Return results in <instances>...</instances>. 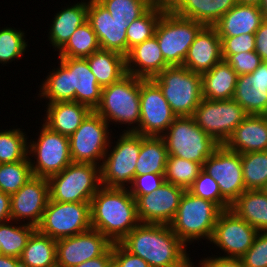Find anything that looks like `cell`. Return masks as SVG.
<instances>
[{
	"label": "cell",
	"mask_w": 267,
	"mask_h": 267,
	"mask_svg": "<svg viewBox=\"0 0 267 267\" xmlns=\"http://www.w3.org/2000/svg\"><path fill=\"white\" fill-rule=\"evenodd\" d=\"M222 57L238 76L251 74L262 62L256 51L241 52L238 54H222Z\"/></svg>",
	"instance_id": "7dc6e473"
},
{
	"label": "cell",
	"mask_w": 267,
	"mask_h": 267,
	"mask_svg": "<svg viewBox=\"0 0 267 267\" xmlns=\"http://www.w3.org/2000/svg\"><path fill=\"white\" fill-rule=\"evenodd\" d=\"M223 145L240 154L267 151V115H248Z\"/></svg>",
	"instance_id": "d4e9b609"
},
{
	"label": "cell",
	"mask_w": 267,
	"mask_h": 267,
	"mask_svg": "<svg viewBox=\"0 0 267 267\" xmlns=\"http://www.w3.org/2000/svg\"><path fill=\"white\" fill-rule=\"evenodd\" d=\"M247 116L246 111L233 98H203L192 115L195 123L220 145L227 141Z\"/></svg>",
	"instance_id": "7c38bea8"
},
{
	"label": "cell",
	"mask_w": 267,
	"mask_h": 267,
	"mask_svg": "<svg viewBox=\"0 0 267 267\" xmlns=\"http://www.w3.org/2000/svg\"><path fill=\"white\" fill-rule=\"evenodd\" d=\"M255 34V51L262 61L267 62V23L264 21Z\"/></svg>",
	"instance_id": "f5cc1de1"
},
{
	"label": "cell",
	"mask_w": 267,
	"mask_h": 267,
	"mask_svg": "<svg viewBox=\"0 0 267 267\" xmlns=\"http://www.w3.org/2000/svg\"><path fill=\"white\" fill-rule=\"evenodd\" d=\"M264 22L258 5L237 3L214 25L219 37H233L241 34H254Z\"/></svg>",
	"instance_id": "4316f807"
},
{
	"label": "cell",
	"mask_w": 267,
	"mask_h": 267,
	"mask_svg": "<svg viewBox=\"0 0 267 267\" xmlns=\"http://www.w3.org/2000/svg\"><path fill=\"white\" fill-rule=\"evenodd\" d=\"M150 267H192L186 246L169 225L139 223L120 242Z\"/></svg>",
	"instance_id": "6da1fadb"
},
{
	"label": "cell",
	"mask_w": 267,
	"mask_h": 267,
	"mask_svg": "<svg viewBox=\"0 0 267 267\" xmlns=\"http://www.w3.org/2000/svg\"><path fill=\"white\" fill-rule=\"evenodd\" d=\"M221 211L215 203L186 190L169 226L186 246L201 238L210 241Z\"/></svg>",
	"instance_id": "277c9868"
},
{
	"label": "cell",
	"mask_w": 267,
	"mask_h": 267,
	"mask_svg": "<svg viewBox=\"0 0 267 267\" xmlns=\"http://www.w3.org/2000/svg\"><path fill=\"white\" fill-rule=\"evenodd\" d=\"M202 170L203 165L200 163L177 156H168L164 174L165 182L188 190Z\"/></svg>",
	"instance_id": "ab89813d"
},
{
	"label": "cell",
	"mask_w": 267,
	"mask_h": 267,
	"mask_svg": "<svg viewBox=\"0 0 267 267\" xmlns=\"http://www.w3.org/2000/svg\"><path fill=\"white\" fill-rule=\"evenodd\" d=\"M167 7V2L154 3L142 16L128 24L126 30L128 53L135 45L155 35L158 21Z\"/></svg>",
	"instance_id": "e575fe53"
},
{
	"label": "cell",
	"mask_w": 267,
	"mask_h": 267,
	"mask_svg": "<svg viewBox=\"0 0 267 267\" xmlns=\"http://www.w3.org/2000/svg\"><path fill=\"white\" fill-rule=\"evenodd\" d=\"M168 151L161 136L141 135V150L137 160L135 176L165 174Z\"/></svg>",
	"instance_id": "836d02e7"
},
{
	"label": "cell",
	"mask_w": 267,
	"mask_h": 267,
	"mask_svg": "<svg viewBox=\"0 0 267 267\" xmlns=\"http://www.w3.org/2000/svg\"><path fill=\"white\" fill-rule=\"evenodd\" d=\"M15 225H14V223ZM16 224H18L16 226ZM20 224V225H19ZM35 227L11 220L0 224L1 255L19 258Z\"/></svg>",
	"instance_id": "74e56055"
},
{
	"label": "cell",
	"mask_w": 267,
	"mask_h": 267,
	"mask_svg": "<svg viewBox=\"0 0 267 267\" xmlns=\"http://www.w3.org/2000/svg\"><path fill=\"white\" fill-rule=\"evenodd\" d=\"M36 229L55 240L84 233L91 229L90 202L49 200Z\"/></svg>",
	"instance_id": "8fae6325"
},
{
	"label": "cell",
	"mask_w": 267,
	"mask_h": 267,
	"mask_svg": "<svg viewBox=\"0 0 267 267\" xmlns=\"http://www.w3.org/2000/svg\"><path fill=\"white\" fill-rule=\"evenodd\" d=\"M152 80L159 86L176 117L192 116L201 100V74L185 66H168Z\"/></svg>",
	"instance_id": "5b68a950"
},
{
	"label": "cell",
	"mask_w": 267,
	"mask_h": 267,
	"mask_svg": "<svg viewBox=\"0 0 267 267\" xmlns=\"http://www.w3.org/2000/svg\"><path fill=\"white\" fill-rule=\"evenodd\" d=\"M153 3H157V2H166L167 0H151Z\"/></svg>",
	"instance_id": "94428289"
},
{
	"label": "cell",
	"mask_w": 267,
	"mask_h": 267,
	"mask_svg": "<svg viewBox=\"0 0 267 267\" xmlns=\"http://www.w3.org/2000/svg\"><path fill=\"white\" fill-rule=\"evenodd\" d=\"M106 267H119L114 259H112Z\"/></svg>",
	"instance_id": "91938a15"
},
{
	"label": "cell",
	"mask_w": 267,
	"mask_h": 267,
	"mask_svg": "<svg viewBox=\"0 0 267 267\" xmlns=\"http://www.w3.org/2000/svg\"><path fill=\"white\" fill-rule=\"evenodd\" d=\"M86 60L101 88L118 82L127 74L125 57L117 52L100 49Z\"/></svg>",
	"instance_id": "1f68e13d"
},
{
	"label": "cell",
	"mask_w": 267,
	"mask_h": 267,
	"mask_svg": "<svg viewBox=\"0 0 267 267\" xmlns=\"http://www.w3.org/2000/svg\"><path fill=\"white\" fill-rule=\"evenodd\" d=\"M100 49L97 35L87 21L74 31L70 39L58 51V55L68 58H86Z\"/></svg>",
	"instance_id": "8d00e7d4"
},
{
	"label": "cell",
	"mask_w": 267,
	"mask_h": 267,
	"mask_svg": "<svg viewBox=\"0 0 267 267\" xmlns=\"http://www.w3.org/2000/svg\"><path fill=\"white\" fill-rule=\"evenodd\" d=\"M140 87L141 78L126 74L118 82L102 88L101 101L95 111L108 124H128L122 132H136L140 123Z\"/></svg>",
	"instance_id": "3957f363"
},
{
	"label": "cell",
	"mask_w": 267,
	"mask_h": 267,
	"mask_svg": "<svg viewBox=\"0 0 267 267\" xmlns=\"http://www.w3.org/2000/svg\"><path fill=\"white\" fill-rule=\"evenodd\" d=\"M259 7L263 13V17L267 18V0H262Z\"/></svg>",
	"instance_id": "6f0895ef"
},
{
	"label": "cell",
	"mask_w": 267,
	"mask_h": 267,
	"mask_svg": "<svg viewBox=\"0 0 267 267\" xmlns=\"http://www.w3.org/2000/svg\"><path fill=\"white\" fill-rule=\"evenodd\" d=\"M19 259L21 267H56V240L36 229Z\"/></svg>",
	"instance_id": "d6a6232c"
},
{
	"label": "cell",
	"mask_w": 267,
	"mask_h": 267,
	"mask_svg": "<svg viewBox=\"0 0 267 267\" xmlns=\"http://www.w3.org/2000/svg\"><path fill=\"white\" fill-rule=\"evenodd\" d=\"M237 78L238 74L225 60L218 62L211 70L201 74L203 98L210 100L232 99Z\"/></svg>",
	"instance_id": "f546056e"
},
{
	"label": "cell",
	"mask_w": 267,
	"mask_h": 267,
	"mask_svg": "<svg viewBox=\"0 0 267 267\" xmlns=\"http://www.w3.org/2000/svg\"><path fill=\"white\" fill-rule=\"evenodd\" d=\"M91 229L119 243L139 223L136 199L127 189L102 186L90 201Z\"/></svg>",
	"instance_id": "7a4b0ae2"
},
{
	"label": "cell",
	"mask_w": 267,
	"mask_h": 267,
	"mask_svg": "<svg viewBox=\"0 0 267 267\" xmlns=\"http://www.w3.org/2000/svg\"><path fill=\"white\" fill-rule=\"evenodd\" d=\"M113 259L112 257V245L111 247L100 257L92 260L85 261L75 267H106L107 264Z\"/></svg>",
	"instance_id": "db71d44e"
},
{
	"label": "cell",
	"mask_w": 267,
	"mask_h": 267,
	"mask_svg": "<svg viewBox=\"0 0 267 267\" xmlns=\"http://www.w3.org/2000/svg\"><path fill=\"white\" fill-rule=\"evenodd\" d=\"M59 58L70 69L71 101L95 110L101 101L102 88L91 72L86 58Z\"/></svg>",
	"instance_id": "603a6c76"
},
{
	"label": "cell",
	"mask_w": 267,
	"mask_h": 267,
	"mask_svg": "<svg viewBox=\"0 0 267 267\" xmlns=\"http://www.w3.org/2000/svg\"><path fill=\"white\" fill-rule=\"evenodd\" d=\"M245 190L264 189L267 185V151L241 154Z\"/></svg>",
	"instance_id": "f35d334b"
},
{
	"label": "cell",
	"mask_w": 267,
	"mask_h": 267,
	"mask_svg": "<svg viewBox=\"0 0 267 267\" xmlns=\"http://www.w3.org/2000/svg\"><path fill=\"white\" fill-rule=\"evenodd\" d=\"M111 143L116 144L113 146ZM115 143L110 140L100 165L101 184L108 188L127 189L135 177L141 150V135L136 132H123Z\"/></svg>",
	"instance_id": "8992f818"
},
{
	"label": "cell",
	"mask_w": 267,
	"mask_h": 267,
	"mask_svg": "<svg viewBox=\"0 0 267 267\" xmlns=\"http://www.w3.org/2000/svg\"><path fill=\"white\" fill-rule=\"evenodd\" d=\"M262 0H237V3L241 4H251V5H258L261 3Z\"/></svg>",
	"instance_id": "680465c9"
},
{
	"label": "cell",
	"mask_w": 267,
	"mask_h": 267,
	"mask_svg": "<svg viewBox=\"0 0 267 267\" xmlns=\"http://www.w3.org/2000/svg\"><path fill=\"white\" fill-rule=\"evenodd\" d=\"M112 257L119 267H150L144 259L130 253L120 243H112Z\"/></svg>",
	"instance_id": "f907efd6"
},
{
	"label": "cell",
	"mask_w": 267,
	"mask_h": 267,
	"mask_svg": "<svg viewBox=\"0 0 267 267\" xmlns=\"http://www.w3.org/2000/svg\"><path fill=\"white\" fill-rule=\"evenodd\" d=\"M230 209L258 232L267 231V193L263 189L245 190Z\"/></svg>",
	"instance_id": "4dcf8cb0"
},
{
	"label": "cell",
	"mask_w": 267,
	"mask_h": 267,
	"mask_svg": "<svg viewBox=\"0 0 267 267\" xmlns=\"http://www.w3.org/2000/svg\"><path fill=\"white\" fill-rule=\"evenodd\" d=\"M59 61V67L50 71L40 85L38 97L47 98L46 104L71 101L70 69Z\"/></svg>",
	"instance_id": "d590c367"
},
{
	"label": "cell",
	"mask_w": 267,
	"mask_h": 267,
	"mask_svg": "<svg viewBox=\"0 0 267 267\" xmlns=\"http://www.w3.org/2000/svg\"><path fill=\"white\" fill-rule=\"evenodd\" d=\"M203 171L218 183L221 195L232 204L244 191L241 154L220 145L203 163Z\"/></svg>",
	"instance_id": "2e32d148"
},
{
	"label": "cell",
	"mask_w": 267,
	"mask_h": 267,
	"mask_svg": "<svg viewBox=\"0 0 267 267\" xmlns=\"http://www.w3.org/2000/svg\"><path fill=\"white\" fill-rule=\"evenodd\" d=\"M168 8L184 18L193 19L204 26H214L237 4V0H167Z\"/></svg>",
	"instance_id": "484cf974"
},
{
	"label": "cell",
	"mask_w": 267,
	"mask_h": 267,
	"mask_svg": "<svg viewBox=\"0 0 267 267\" xmlns=\"http://www.w3.org/2000/svg\"><path fill=\"white\" fill-rule=\"evenodd\" d=\"M233 99L248 115H267V62L237 78Z\"/></svg>",
	"instance_id": "44dd1931"
},
{
	"label": "cell",
	"mask_w": 267,
	"mask_h": 267,
	"mask_svg": "<svg viewBox=\"0 0 267 267\" xmlns=\"http://www.w3.org/2000/svg\"><path fill=\"white\" fill-rule=\"evenodd\" d=\"M263 190L267 193V185L265 186V188Z\"/></svg>",
	"instance_id": "6125c7cd"
},
{
	"label": "cell",
	"mask_w": 267,
	"mask_h": 267,
	"mask_svg": "<svg viewBox=\"0 0 267 267\" xmlns=\"http://www.w3.org/2000/svg\"><path fill=\"white\" fill-rule=\"evenodd\" d=\"M125 61L126 73L141 79H152L169 66L155 36L131 48Z\"/></svg>",
	"instance_id": "cb8c5ba5"
},
{
	"label": "cell",
	"mask_w": 267,
	"mask_h": 267,
	"mask_svg": "<svg viewBox=\"0 0 267 267\" xmlns=\"http://www.w3.org/2000/svg\"><path fill=\"white\" fill-rule=\"evenodd\" d=\"M67 7V8H66ZM61 11L55 13V17L47 36L53 48L59 51L70 39L74 31L87 22L88 2H77L69 7L67 5Z\"/></svg>",
	"instance_id": "f1b7e54d"
},
{
	"label": "cell",
	"mask_w": 267,
	"mask_h": 267,
	"mask_svg": "<svg viewBox=\"0 0 267 267\" xmlns=\"http://www.w3.org/2000/svg\"><path fill=\"white\" fill-rule=\"evenodd\" d=\"M185 191L179 186L164 182L155 192L140 196L136 200L140 223L169 225Z\"/></svg>",
	"instance_id": "d6986e66"
},
{
	"label": "cell",
	"mask_w": 267,
	"mask_h": 267,
	"mask_svg": "<svg viewBox=\"0 0 267 267\" xmlns=\"http://www.w3.org/2000/svg\"><path fill=\"white\" fill-rule=\"evenodd\" d=\"M112 243L100 232L90 229L84 233L56 240L57 267H75L102 256Z\"/></svg>",
	"instance_id": "ac0fdd59"
},
{
	"label": "cell",
	"mask_w": 267,
	"mask_h": 267,
	"mask_svg": "<svg viewBox=\"0 0 267 267\" xmlns=\"http://www.w3.org/2000/svg\"><path fill=\"white\" fill-rule=\"evenodd\" d=\"M161 137L169 156H177L202 165L220 146L195 123L192 116L176 117Z\"/></svg>",
	"instance_id": "ba28073f"
},
{
	"label": "cell",
	"mask_w": 267,
	"mask_h": 267,
	"mask_svg": "<svg viewBox=\"0 0 267 267\" xmlns=\"http://www.w3.org/2000/svg\"><path fill=\"white\" fill-rule=\"evenodd\" d=\"M112 17L124 19L131 24L142 16L154 3L151 0H97Z\"/></svg>",
	"instance_id": "ee69618b"
},
{
	"label": "cell",
	"mask_w": 267,
	"mask_h": 267,
	"mask_svg": "<svg viewBox=\"0 0 267 267\" xmlns=\"http://www.w3.org/2000/svg\"><path fill=\"white\" fill-rule=\"evenodd\" d=\"M49 195L56 202H90L102 187L100 166L71 163L63 171L48 178Z\"/></svg>",
	"instance_id": "52a82bcc"
},
{
	"label": "cell",
	"mask_w": 267,
	"mask_h": 267,
	"mask_svg": "<svg viewBox=\"0 0 267 267\" xmlns=\"http://www.w3.org/2000/svg\"><path fill=\"white\" fill-rule=\"evenodd\" d=\"M88 1L87 21L97 35L101 49L128 54L126 30L128 21L112 17L97 0Z\"/></svg>",
	"instance_id": "ffe728a7"
},
{
	"label": "cell",
	"mask_w": 267,
	"mask_h": 267,
	"mask_svg": "<svg viewBox=\"0 0 267 267\" xmlns=\"http://www.w3.org/2000/svg\"><path fill=\"white\" fill-rule=\"evenodd\" d=\"M49 199L48 179L32 176L17 192L10 195L11 221L25 224L27 220L26 224L37 228Z\"/></svg>",
	"instance_id": "e0dca14e"
},
{
	"label": "cell",
	"mask_w": 267,
	"mask_h": 267,
	"mask_svg": "<svg viewBox=\"0 0 267 267\" xmlns=\"http://www.w3.org/2000/svg\"><path fill=\"white\" fill-rule=\"evenodd\" d=\"M33 176L29 157L15 163L0 164V191L13 194Z\"/></svg>",
	"instance_id": "b9f144b4"
},
{
	"label": "cell",
	"mask_w": 267,
	"mask_h": 267,
	"mask_svg": "<svg viewBox=\"0 0 267 267\" xmlns=\"http://www.w3.org/2000/svg\"><path fill=\"white\" fill-rule=\"evenodd\" d=\"M199 265L201 267H244L241 258H227L220 255L204 258ZM192 267H195L194 264H192Z\"/></svg>",
	"instance_id": "816d5d0a"
},
{
	"label": "cell",
	"mask_w": 267,
	"mask_h": 267,
	"mask_svg": "<svg viewBox=\"0 0 267 267\" xmlns=\"http://www.w3.org/2000/svg\"><path fill=\"white\" fill-rule=\"evenodd\" d=\"M22 129L0 131V164L23 161L28 157V137Z\"/></svg>",
	"instance_id": "60d3db41"
},
{
	"label": "cell",
	"mask_w": 267,
	"mask_h": 267,
	"mask_svg": "<svg viewBox=\"0 0 267 267\" xmlns=\"http://www.w3.org/2000/svg\"><path fill=\"white\" fill-rule=\"evenodd\" d=\"M203 27L202 23L179 16L168 7L164 10L154 36L169 66L183 65L189 47Z\"/></svg>",
	"instance_id": "9c48e42d"
},
{
	"label": "cell",
	"mask_w": 267,
	"mask_h": 267,
	"mask_svg": "<svg viewBox=\"0 0 267 267\" xmlns=\"http://www.w3.org/2000/svg\"><path fill=\"white\" fill-rule=\"evenodd\" d=\"M222 54H238L255 51V34H241L233 37H220Z\"/></svg>",
	"instance_id": "681fc988"
},
{
	"label": "cell",
	"mask_w": 267,
	"mask_h": 267,
	"mask_svg": "<svg viewBox=\"0 0 267 267\" xmlns=\"http://www.w3.org/2000/svg\"><path fill=\"white\" fill-rule=\"evenodd\" d=\"M11 220L10 194L0 191V224Z\"/></svg>",
	"instance_id": "11a10c76"
},
{
	"label": "cell",
	"mask_w": 267,
	"mask_h": 267,
	"mask_svg": "<svg viewBox=\"0 0 267 267\" xmlns=\"http://www.w3.org/2000/svg\"><path fill=\"white\" fill-rule=\"evenodd\" d=\"M0 267H21V262L19 258L0 254Z\"/></svg>",
	"instance_id": "9f6ffc18"
},
{
	"label": "cell",
	"mask_w": 267,
	"mask_h": 267,
	"mask_svg": "<svg viewBox=\"0 0 267 267\" xmlns=\"http://www.w3.org/2000/svg\"><path fill=\"white\" fill-rule=\"evenodd\" d=\"M43 124L50 130L70 137L92 111L88 106L76 101L56 102L46 105Z\"/></svg>",
	"instance_id": "83f0119b"
},
{
	"label": "cell",
	"mask_w": 267,
	"mask_h": 267,
	"mask_svg": "<svg viewBox=\"0 0 267 267\" xmlns=\"http://www.w3.org/2000/svg\"><path fill=\"white\" fill-rule=\"evenodd\" d=\"M41 125L38 140H28V157L33 176L48 179L63 171L72 160L69 137L50 130L44 124ZM30 157H34V160Z\"/></svg>",
	"instance_id": "30bf717a"
},
{
	"label": "cell",
	"mask_w": 267,
	"mask_h": 267,
	"mask_svg": "<svg viewBox=\"0 0 267 267\" xmlns=\"http://www.w3.org/2000/svg\"><path fill=\"white\" fill-rule=\"evenodd\" d=\"M188 191L194 196L215 203L221 210L231 208V204L221 195L218 183L203 170Z\"/></svg>",
	"instance_id": "f6af8a7d"
},
{
	"label": "cell",
	"mask_w": 267,
	"mask_h": 267,
	"mask_svg": "<svg viewBox=\"0 0 267 267\" xmlns=\"http://www.w3.org/2000/svg\"><path fill=\"white\" fill-rule=\"evenodd\" d=\"M221 39L214 26H204L189 47L183 66L203 74L222 61Z\"/></svg>",
	"instance_id": "7402d4cb"
},
{
	"label": "cell",
	"mask_w": 267,
	"mask_h": 267,
	"mask_svg": "<svg viewBox=\"0 0 267 267\" xmlns=\"http://www.w3.org/2000/svg\"><path fill=\"white\" fill-rule=\"evenodd\" d=\"M108 127L109 124L95 110H92L69 137L72 162L100 166L112 136Z\"/></svg>",
	"instance_id": "4fadbf2b"
},
{
	"label": "cell",
	"mask_w": 267,
	"mask_h": 267,
	"mask_svg": "<svg viewBox=\"0 0 267 267\" xmlns=\"http://www.w3.org/2000/svg\"><path fill=\"white\" fill-rule=\"evenodd\" d=\"M258 231L231 209L222 210L217 218L210 244L217 245L227 258H241L253 245Z\"/></svg>",
	"instance_id": "5bb4252c"
},
{
	"label": "cell",
	"mask_w": 267,
	"mask_h": 267,
	"mask_svg": "<svg viewBox=\"0 0 267 267\" xmlns=\"http://www.w3.org/2000/svg\"><path fill=\"white\" fill-rule=\"evenodd\" d=\"M244 267H267V231H259L253 245L241 257Z\"/></svg>",
	"instance_id": "bcb514c9"
},
{
	"label": "cell",
	"mask_w": 267,
	"mask_h": 267,
	"mask_svg": "<svg viewBox=\"0 0 267 267\" xmlns=\"http://www.w3.org/2000/svg\"><path fill=\"white\" fill-rule=\"evenodd\" d=\"M140 123L136 133L143 136H162L176 115L152 79H141Z\"/></svg>",
	"instance_id": "9a60e30c"
},
{
	"label": "cell",
	"mask_w": 267,
	"mask_h": 267,
	"mask_svg": "<svg viewBox=\"0 0 267 267\" xmlns=\"http://www.w3.org/2000/svg\"><path fill=\"white\" fill-rule=\"evenodd\" d=\"M24 31L11 27L0 29V63L7 64L18 60L26 51L27 44Z\"/></svg>",
	"instance_id": "7bdbcfd3"
},
{
	"label": "cell",
	"mask_w": 267,
	"mask_h": 267,
	"mask_svg": "<svg viewBox=\"0 0 267 267\" xmlns=\"http://www.w3.org/2000/svg\"><path fill=\"white\" fill-rule=\"evenodd\" d=\"M165 182L164 174H145L134 177L128 190L137 200L140 196L155 192Z\"/></svg>",
	"instance_id": "c3c4849f"
}]
</instances>
